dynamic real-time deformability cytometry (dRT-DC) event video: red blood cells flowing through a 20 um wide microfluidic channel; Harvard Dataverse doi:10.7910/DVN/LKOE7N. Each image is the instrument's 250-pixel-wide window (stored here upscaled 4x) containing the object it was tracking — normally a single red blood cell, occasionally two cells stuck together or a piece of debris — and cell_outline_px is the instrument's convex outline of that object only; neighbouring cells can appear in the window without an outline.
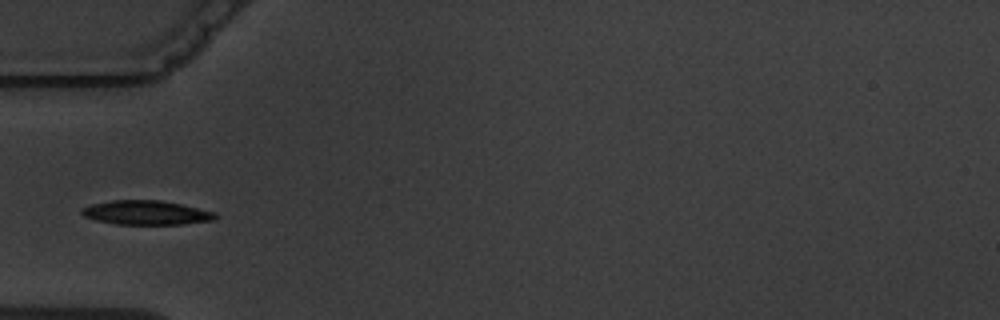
{"species": "common noctule bat (a hibernating species)", "species_latin": "Nyctalus noctula", "temperature_condition": "warm", "stored_images_in_passage": 11, "camera_frame_rate_fps": 3000, "um_per_image_px": 0.085, "animal": {"sex": "male", "body_mass_g": 19.5, "forearm_length_mm": 54.6}, "frame": {"image": 1, "passage_image": 5, "time_ms": 5.667, "image_size_px": [1000, 320], "cell_outline_px": [[220, 216], [212, 220], [184, 224], [116, 224], [96, 220], [84, 216], [80, 212], [80, 208], [92, 204], [112, 200], [160, 200], [180, 204], [216, 212]], "centroid_in_image_um": [12.43, 18.07], "position_along_channel_um": 72.6, "area_um2": 18.84}}